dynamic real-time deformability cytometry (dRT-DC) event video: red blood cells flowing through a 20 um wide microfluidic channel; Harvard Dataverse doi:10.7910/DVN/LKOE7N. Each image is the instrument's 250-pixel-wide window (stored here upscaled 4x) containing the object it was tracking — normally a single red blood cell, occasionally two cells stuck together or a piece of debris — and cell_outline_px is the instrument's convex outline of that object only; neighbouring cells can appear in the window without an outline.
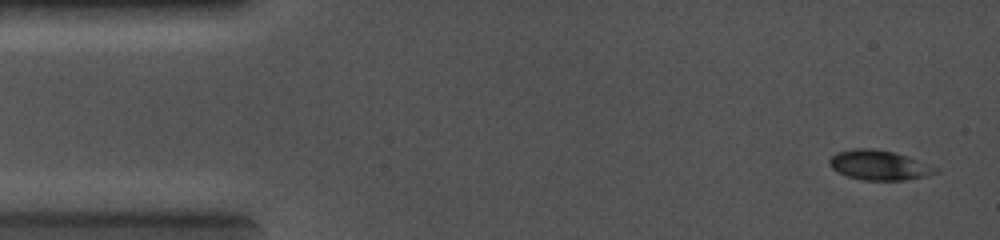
{"species": "common noctule bat (a hibernating species)", "species_latin": "Nyctalus noctula", "temperature_condition": "cold", "stored_images_in_passage": 6, "camera_frame_rate_fps": 5000, "um_per_image_px": 0.085, "animal": {"sex": "female", "body_mass_g": 19.0, "forearm_length_mm": 56.7}, "frame": {"image": 1, "passage_image": 1, "time_ms": 0.0, "image_size_px": [1000, 240], "cell_outline_px": [[940, 172], [928, 176], [904, 180], [864, 180], [848, 176], [832, 168], [828, 164], [828, 160], [836, 152], [852, 148], [872, 148], [892, 152], [908, 156], [936, 168]], "centroid_in_image_um": [74.71, 14.03], "position_along_channel_um": 10.3, "area_um2": 18.32}}
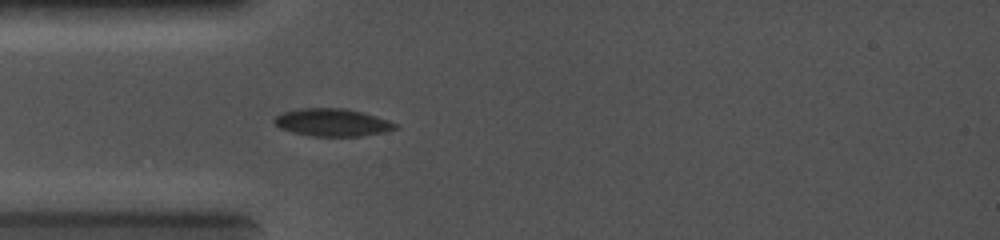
{"frame": {"image": 2, "passage_image": 5, "time_ms": 3.2, "image_size_px": [1000, 240], "cell_outline_px": [[400, 128], [384, 132], [360, 136], [312, 136], [292, 132], [280, 128], [272, 120], [276, 116], [284, 112], [300, 108], [344, 108], [376, 116], [388, 120], [396, 124]], "centroid_in_image_um": [28.25, 10.41], "position_along_channel_um": 56.8, "area_um2": 19.36}}